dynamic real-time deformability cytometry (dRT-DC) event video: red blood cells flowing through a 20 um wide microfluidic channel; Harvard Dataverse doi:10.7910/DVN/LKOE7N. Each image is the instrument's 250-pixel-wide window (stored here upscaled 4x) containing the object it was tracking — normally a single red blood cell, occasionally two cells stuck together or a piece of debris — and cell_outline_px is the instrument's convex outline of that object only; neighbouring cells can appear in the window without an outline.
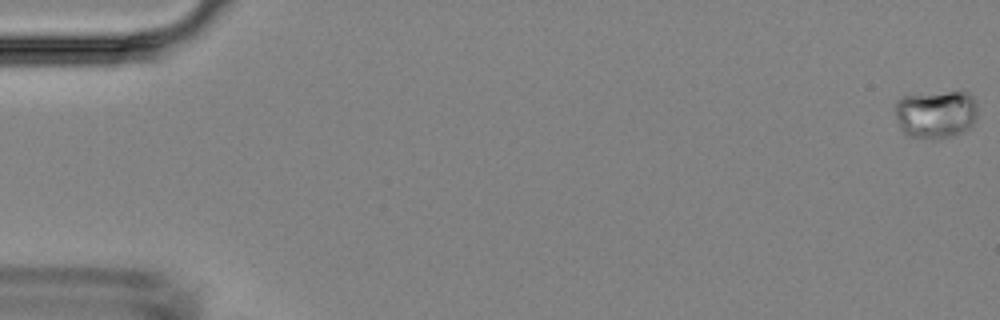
{"species": "Egyptian fruit bat (a non-hibernating species)", "species_latin": "Rousettus aegyptiacus", "temperature_condition": "room temperature", "stored_images_in_passage": 50, "camera_frame_rate_fps": 3000, "um_per_image_px": 0.085, "animal": {"sex": "female"}, "frame": {"image": 1, "passage_image": 1, "time_ms": 0.0, "image_size_px": [1000, 320], "cell_outline_px": [[976, 120], [972, 128], [964, 132], [952, 136], [936, 140], [932, 140], [908, 136], [904, 132], [896, 116], [896, 100], [900, 96], [964, 88], [976, 100]], "centroid_in_image_um": [79.61, 9.67], "position_along_channel_um": 5.4, "area_um2": 24.16}}
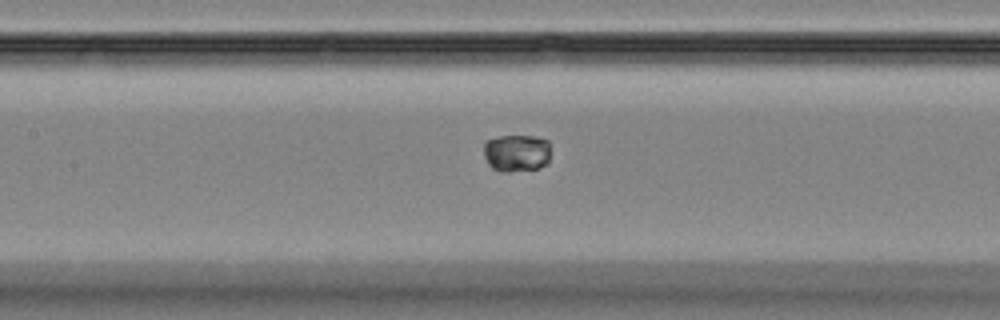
{"frame": {"image": 2, "passage_image": 24, "time_ms": 7.667, "image_size_px": [1000, 320], "cell_outline_px": [[548, 164], [536, 168], [508, 172], [500, 172], [492, 168], [488, 164], [484, 156], [484, 144], [488, 140], [500, 136], [536, 136], [548, 140]], "centroid_in_image_um": [43.88, 13.0], "position_along_channel_um": 163.5, "area_um2": 14.57}}
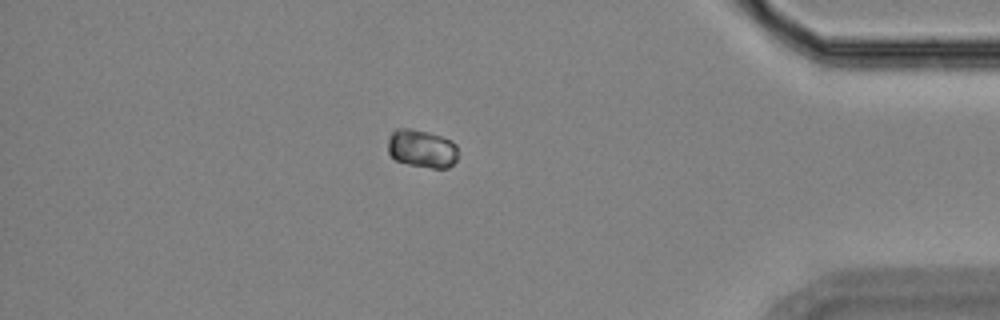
{"frame": {"image": 3, "passage_image": 44, "time_ms": 14.333, "image_size_px": [1000, 320], "cell_outline_px": [[456, 160], [448, 168], [432, 168], [408, 164], [396, 160], [388, 152], [388, 140], [392, 132], [396, 128], [412, 128], [428, 132], [440, 136], [456, 144]], "centroid_in_image_um": [35.82, 12.62], "position_along_channel_um": 399.4, "area_um2": 15.43}}